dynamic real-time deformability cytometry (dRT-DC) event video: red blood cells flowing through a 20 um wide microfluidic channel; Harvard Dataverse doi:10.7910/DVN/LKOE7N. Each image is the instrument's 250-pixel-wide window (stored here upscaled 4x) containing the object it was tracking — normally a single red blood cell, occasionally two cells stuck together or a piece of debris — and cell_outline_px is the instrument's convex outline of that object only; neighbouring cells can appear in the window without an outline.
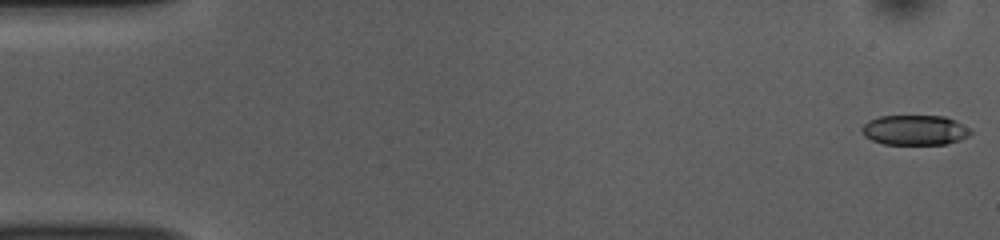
{"species": "common noctule bat (a hibernating species)", "species_latin": "Nyctalus noctula", "temperature_condition": "room temperature", "stored_images_in_passage": 52, "camera_frame_rate_fps": 3000, "um_per_image_px": 0.085, "animal": {"sex": "female", "body_mass_g": 10.0, "forearm_length_mm": 53.1}, "frame": {"image": 1, "passage_image": 1, "time_ms": 0.0, "image_size_px": [1000, 240], "cell_outline_px": [[972, 132], [968, 136], [960, 140], [944, 144], [884, 144], [872, 140], [864, 136], [860, 128], [868, 120], [880, 116], [944, 116], [956, 120], [972, 128]], "centroid_in_image_um": [77.78, 11.05], "position_along_channel_um": 7.2, "area_um2": 19.19}}
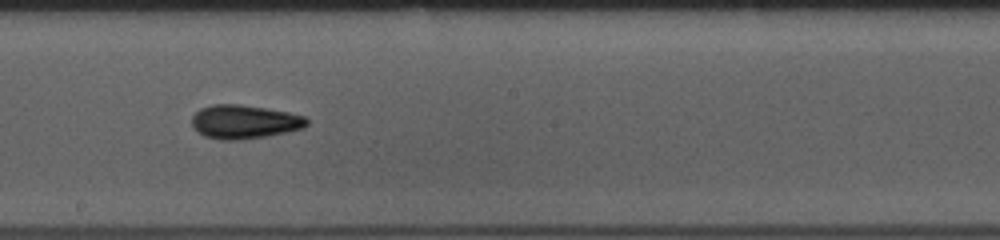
{"frame": {"image": 2, "passage_image": 29, "time_ms": 9.333, "image_size_px": [1000, 240], "cell_outline_px": [[308, 124], [304, 128], [288, 132], [240, 140], [220, 140], [204, 136], [196, 132], [192, 124], [192, 116], [200, 108], [212, 104], [240, 104], [288, 112], [304, 116], [308, 120]], "centroid_in_image_um": [20.75, 10.36], "position_along_channel_um": 227.5, "area_um2": 22.72}}
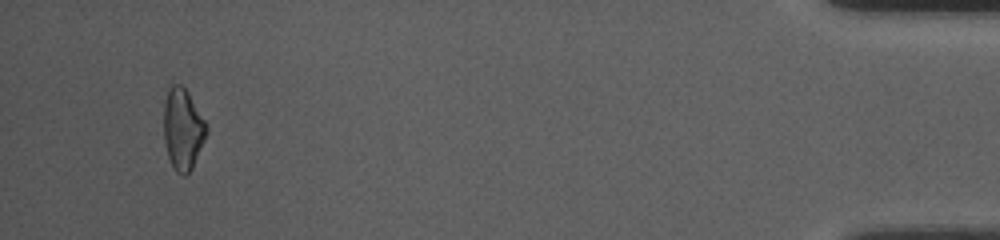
{"frame": {"image": 3, "passage_image": 50, "time_ms": 16.333, "image_size_px": [1000, 240], "cell_outline_px": [[208, 132], [192, 168], [184, 176], [176, 172], [168, 156], [164, 140], [164, 104], [168, 88], [172, 84], [180, 84], [188, 92], [204, 120], [208, 128]], "centroid_in_image_um": [15.53, 10.97], "position_along_channel_um": 419.7, "area_um2": 20.06}, "authors_computed_cell_mechanics": {"area_um2": 20.6635, "velocity_mm_per_s": 3.8222, "shape_relaxation_time_tau1_ms": 4.5609, "shape_relaxation_time_tau2_ms": 4.1579, "deformation_change_tau1": 0.1321, "deformation_change_tau2": 0.1254}}